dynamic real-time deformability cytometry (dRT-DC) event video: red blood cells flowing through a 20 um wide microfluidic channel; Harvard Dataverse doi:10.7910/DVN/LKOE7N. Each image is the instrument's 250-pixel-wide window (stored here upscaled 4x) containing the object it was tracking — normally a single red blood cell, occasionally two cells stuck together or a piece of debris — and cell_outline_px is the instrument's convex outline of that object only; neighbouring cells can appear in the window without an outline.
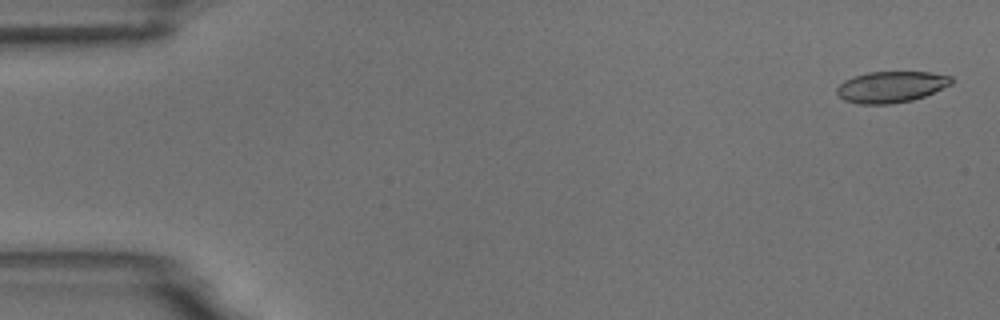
{"species": "common noctule bat (a hibernating species)", "species_latin": "Nyctalus noctula", "temperature_condition": "room temperature", "stored_images_in_passage": 5, "camera_frame_rate_fps": 3000, "um_per_image_px": 0.085, "animal": {"sex": "male", "body_mass_g": 18.8}, "frame": {"image": 1, "passage_image": 1, "time_ms": 0.0, "image_size_px": [1000, 320], "cell_outline_px": [[952, 84], [924, 96], [912, 100], [888, 104], [860, 104], [844, 100], [836, 92], [836, 88], [844, 80], [852, 76], [868, 72], [932, 72], [952, 76]], "centroid_in_image_um": [75.73, 7.37], "position_along_channel_um": 9.3, "area_um2": 20.87}}
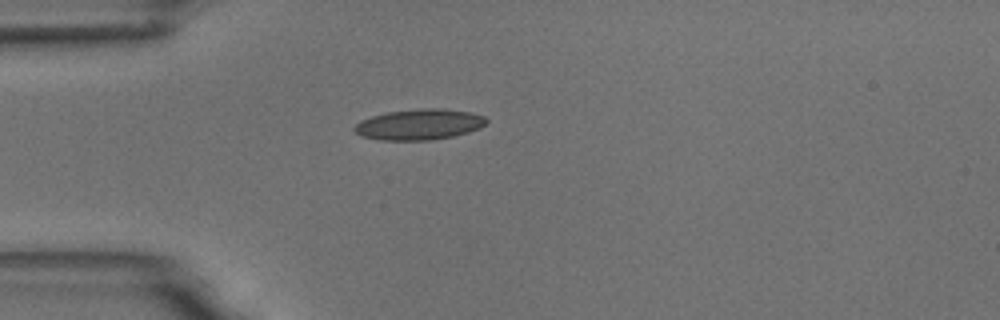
{"frame": {"image": 2, "passage_image": 5, "time_ms": 4.333, "image_size_px": [1000, 320], "cell_outline_px": [[488, 120], [480, 128], [468, 132], [452, 136], [428, 140], [380, 140], [360, 136], [352, 128], [360, 120], [372, 116], [388, 112], [420, 108], [444, 108], [468, 112], [484, 116]], "centroid_in_image_um": [35.61, 10.57], "position_along_channel_um": 49.4, "area_um2": 23.58}}